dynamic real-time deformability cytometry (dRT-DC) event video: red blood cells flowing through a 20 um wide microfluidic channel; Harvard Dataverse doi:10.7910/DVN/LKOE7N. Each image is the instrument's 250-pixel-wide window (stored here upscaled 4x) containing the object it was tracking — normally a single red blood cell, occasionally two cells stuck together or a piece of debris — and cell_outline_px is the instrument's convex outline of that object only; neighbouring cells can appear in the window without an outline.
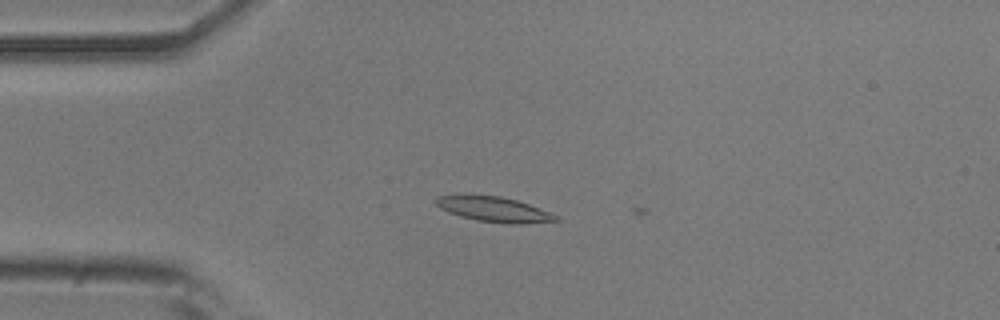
{"species": "common noctule bat (a hibernating species)", "species_latin": "Nyctalus noctula", "temperature_condition": "room temperature", "stored_images_in_passage": 8, "camera_frame_rate_fps": 3000, "um_per_image_px": 0.085, "animal": {"sex": "male", "body_mass_g": 20.5, "forearm_length_mm": 52.5}, "frame": {"image": 1, "passage_image": 4, "time_ms": 1.0, "image_size_px": [1000, 320], "cell_outline_px": [[560, 220], [520, 224], [508, 224], [476, 220], [460, 216], [448, 212], [440, 208], [436, 204], [436, 196], [500, 196], [516, 200], [528, 204], [548, 212], [556, 216]], "centroid_in_image_um": [41.98, 17.81], "position_along_channel_um": 43.0, "area_um2": 16.99}}